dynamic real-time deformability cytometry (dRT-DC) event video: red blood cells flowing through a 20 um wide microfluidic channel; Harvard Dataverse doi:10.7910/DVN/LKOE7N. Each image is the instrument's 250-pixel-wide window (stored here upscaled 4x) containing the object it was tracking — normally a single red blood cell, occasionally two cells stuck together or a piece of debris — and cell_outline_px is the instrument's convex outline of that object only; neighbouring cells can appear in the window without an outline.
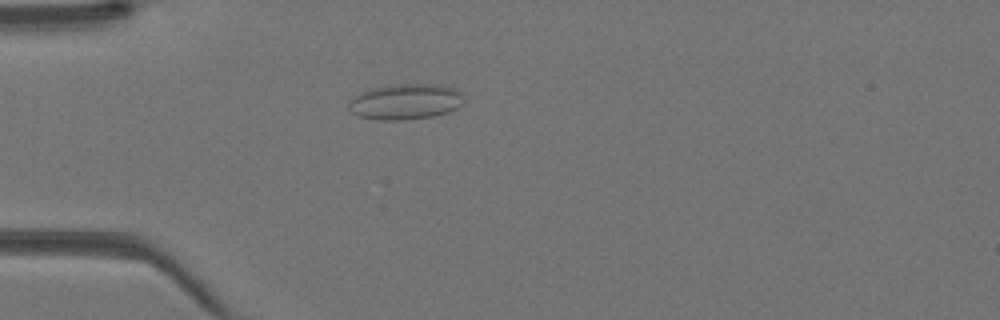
{"species": "Egyptian fruit bat (a non-hibernating species)", "species_latin": "Rousettus aegyptiacus", "temperature_condition": "warm", "stored_images_in_passage": 32, "camera_frame_rate_fps": 3000, "um_per_image_px": 0.085, "animal": {"sex": "female"}, "frame": {"image": 1, "passage_image": 1, "time_ms": 0.0, "image_size_px": [1000, 320], "cell_outline_px": [[464, 100], [456, 108], [448, 112], [432, 116], [404, 120], [376, 120], [356, 116], [348, 108], [352, 96], [372, 88], [396, 84], [440, 84], [456, 88], [460, 92]], "centroid_in_image_um": [34.45, 8.64], "position_along_channel_um": 50.6, "area_um2": 24.04}}
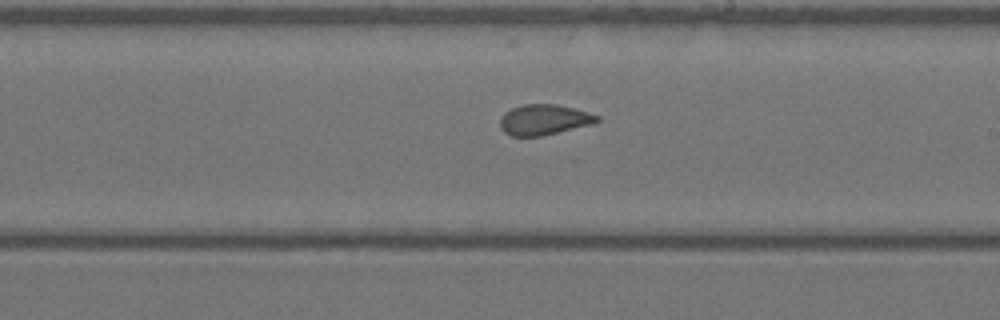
{"frame": {"image": 2, "passage_image": 14, "time_ms": 4.333, "image_size_px": [1000, 320], "cell_outline_px": [[600, 120], [592, 124], [540, 136], [512, 136], [504, 132], [500, 128], [500, 120], [504, 112], [512, 108], [524, 104], [556, 104], [588, 112], [600, 116]], "centroid_in_image_um": [46.22, 10.17], "position_along_channel_um": 242.8, "area_um2": 17.11}}
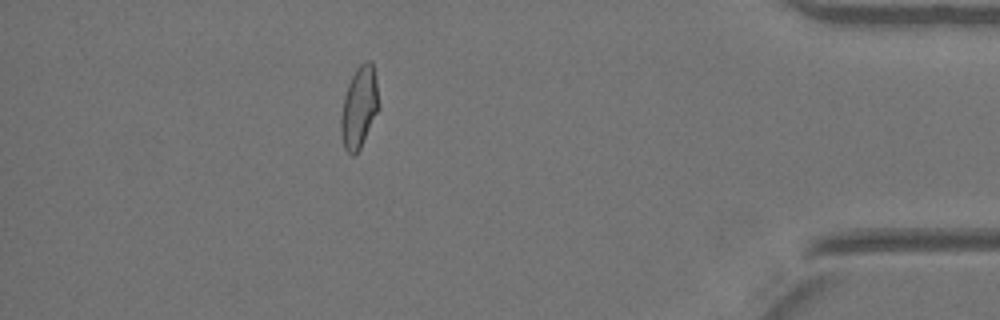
{"frame": {"image": 3, "passage_image": 27, "time_ms": 8.667, "image_size_px": [1000, 320], "cell_outline_px": [[380, 108], [360, 148], [352, 156], [344, 148], [340, 124], [340, 116], [344, 96], [348, 84], [356, 68], [364, 60], [372, 60], [376, 76], [380, 104]], "centroid_in_image_um": [30.55, 9.07], "position_along_channel_um": 404.6, "area_um2": 18.21}}